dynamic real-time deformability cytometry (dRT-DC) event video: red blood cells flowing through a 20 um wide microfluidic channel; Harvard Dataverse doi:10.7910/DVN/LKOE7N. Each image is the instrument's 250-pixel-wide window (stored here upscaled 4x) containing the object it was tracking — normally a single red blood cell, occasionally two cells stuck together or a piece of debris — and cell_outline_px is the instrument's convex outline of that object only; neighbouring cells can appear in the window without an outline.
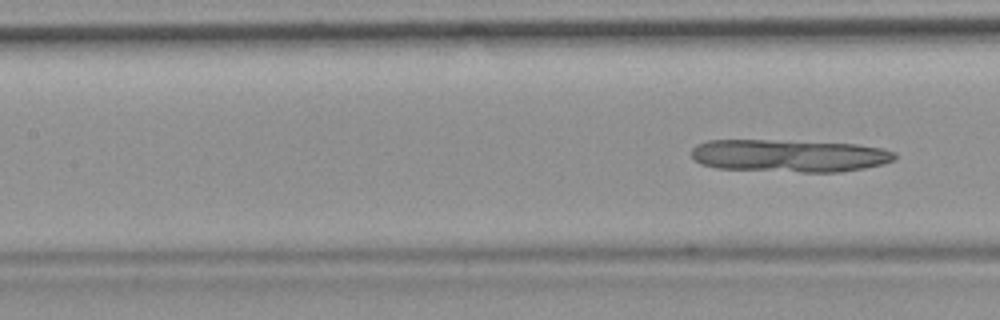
{"species": "common noctule bat (a hibernating species)", "species_latin": "Nyctalus noctula", "temperature_condition": "room temperature", "stored_images_in_passage": 22, "camera_frame_rate_fps": 3000, "um_per_image_px": 0.085, "animal": {"sex": "female", "body_mass_g": 19.9}, "frame": {"image": 1, "passage_image": 22, "time_ms": 7.0, "image_size_px": [1000, 320], "cell_outline_px": [[896, 156], [892, 160], [880, 164], [864, 168], [840, 172], [800, 172], [716, 168], [700, 164], [692, 156], [692, 148], [696, 144], [708, 140], [768, 140], [856, 144], [880, 148], [896, 152]], "centroid_in_image_um": [67.04, 13.24], "position_along_channel_um": 140.4, "area_um2": 38.44}}